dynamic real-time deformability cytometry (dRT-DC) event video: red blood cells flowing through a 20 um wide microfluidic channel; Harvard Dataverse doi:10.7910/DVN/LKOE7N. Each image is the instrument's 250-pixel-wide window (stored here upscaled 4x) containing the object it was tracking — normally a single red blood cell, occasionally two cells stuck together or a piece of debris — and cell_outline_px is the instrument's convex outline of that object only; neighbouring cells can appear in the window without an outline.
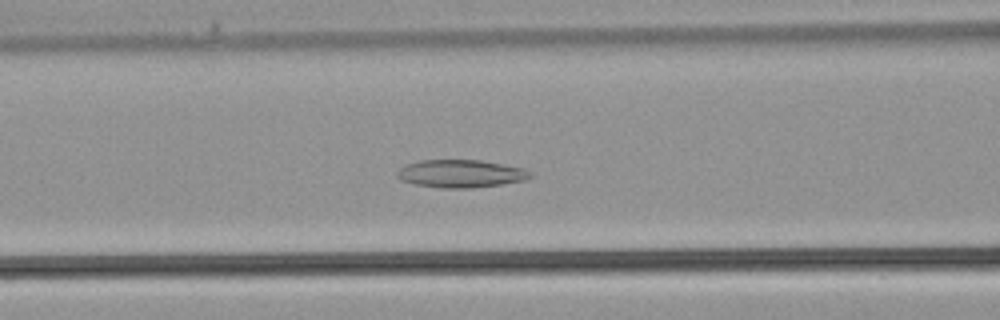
{"species": "common noctule bat (a hibernating species)", "species_latin": "Nyctalus noctula", "temperature_condition": "warm", "stored_images_in_passage": 35, "camera_frame_rate_fps": 3000, "um_per_image_px": 0.085, "animal": {"sex": "male", "body_mass_g": 21.5, "forearm_length_mm": 52.0}, "frame": {"image": 1, "passage_image": 13, "time_ms": 4.0, "image_size_px": [1000, 320], "cell_outline_px": [[532, 176], [524, 180], [500, 184], [472, 188], [440, 188], [416, 184], [400, 180], [396, 176], [396, 172], [400, 168], [408, 164], [420, 160], [480, 160], [524, 168], [532, 172]], "centroid_in_image_um": [39.15, 14.76], "position_along_channel_um": 127.4, "area_um2": 21.5}}
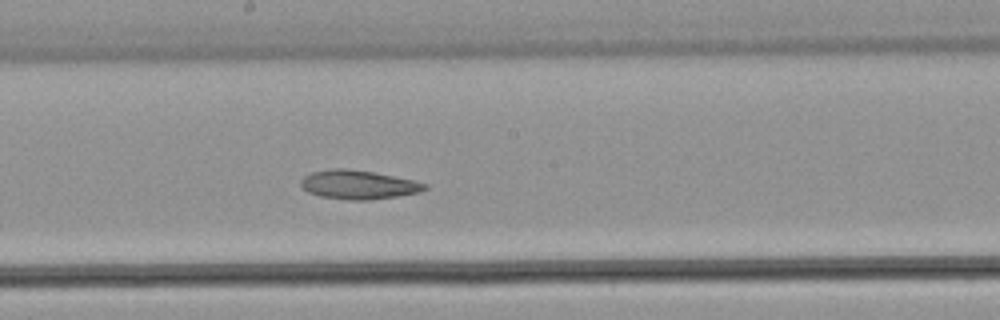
{"frame": {"image": 2, "passage_image": 18, "time_ms": 5.667, "image_size_px": [1000, 320], "cell_outline_px": [[428, 188], [420, 192], [396, 196], [368, 200], [348, 200], [320, 196], [308, 192], [300, 184], [300, 180], [304, 176], [312, 172], [332, 168], [344, 168], [372, 172], [416, 180], [428, 184]], "centroid_in_image_um": [30.48, 15.69], "position_along_channel_um": 217.7, "area_um2": 20.87}}
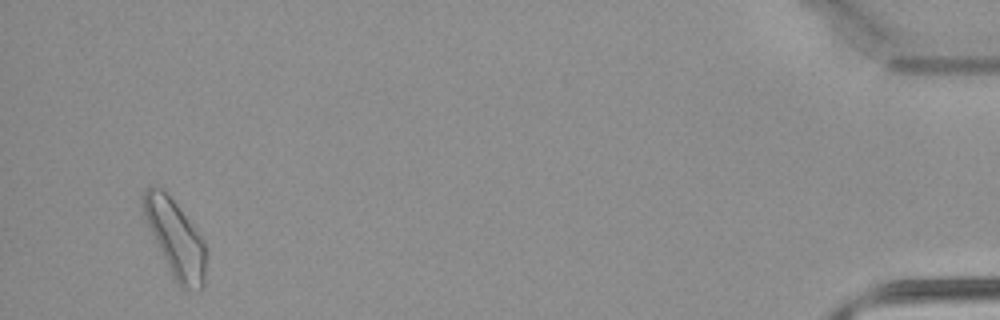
{"frame": {"image": 3, "passage_image": 34, "time_ms": 11.0, "image_size_px": [1000, 320], "cell_outline_px": [[204, 288], [180, 288], [144, 216], [140, 204], [140, 200], [144, 192], [148, 188], [156, 184], [164, 188], [168, 192], [204, 240]], "centroid_in_image_um": [14.88, 20.15], "position_along_channel_um": 420.3, "area_um2": 27.22}}